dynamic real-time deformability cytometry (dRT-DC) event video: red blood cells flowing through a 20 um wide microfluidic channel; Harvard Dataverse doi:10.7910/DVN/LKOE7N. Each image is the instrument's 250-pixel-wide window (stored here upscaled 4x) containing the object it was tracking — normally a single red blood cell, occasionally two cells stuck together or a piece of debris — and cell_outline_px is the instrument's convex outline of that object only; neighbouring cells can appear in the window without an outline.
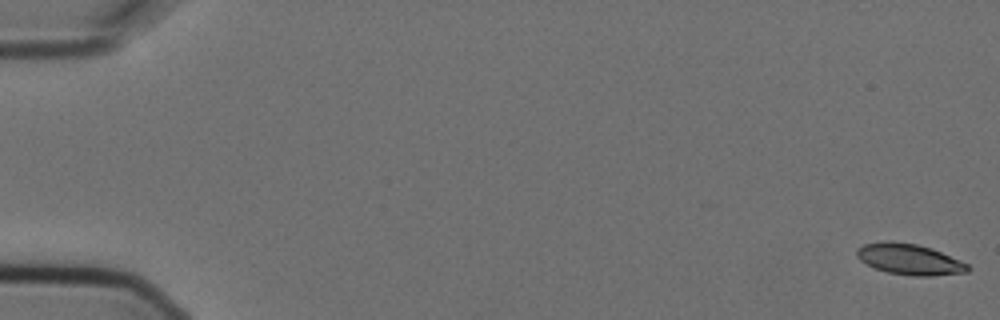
{"species": "Egyptian fruit bat (a non-hibernating species)", "species_latin": "Rousettus aegyptiacus", "temperature_condition": "cold", "stored_images_in_passage": 6, "camera_frame_rate_fps": 3000, "um_per_image_px": 0.085, "animal": {"sex": "female"}, "frame": {"image": 1, "passage_image": 1, "time_ms": 0.0, "image_size_px": [1000, 320], "cell_outline_px": [[972, 268], [968, 272], [932, 276], [916, 276], [888, 272], [876, 268], [860, 260], [856, 256], [856, 248], [864, 244], [888, 240], [892, 240], [916, 244], [932, 248], [960, 260], [968, 264]], "centroid_in_image_um": [77.32, 22.03], "position_along_channel_um": 7.7, "area_um2": 20.06}}
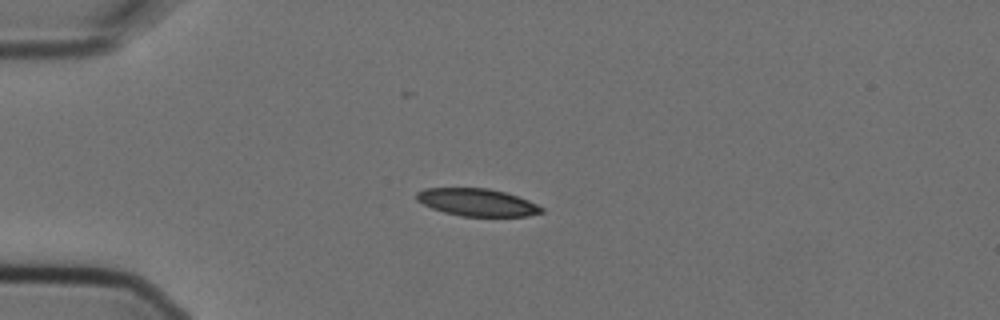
{"frame": {"image": 2, "passage_image": 5, "time_ms": 1.333, "image_size_px": [1000, 320], "cell_outline_px": [[544, 212], [528, 216], [460, 216], [444, 212], [432, 208], [416, 200], [416, 192], [424, 188], [488, 188], [504, 192], [528, 200], [544, 208]], "centroid_in_image_um": [40.54, 17.2], "position_along_channel_um": 44.5, "area_um2": 19.94}}